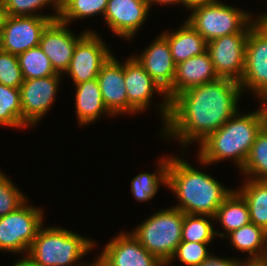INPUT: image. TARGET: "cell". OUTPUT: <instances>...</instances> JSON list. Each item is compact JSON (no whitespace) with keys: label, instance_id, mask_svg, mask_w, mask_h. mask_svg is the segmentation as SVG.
<instances>
[{"label":"cell","instance_id":"cell-15","mask_svg":"<svg viewBox=\"0 0 267 266\" xmlns=\"http://www.w3.org/2000/svg\"><path fill=\"white\" fill-rule=\"evenodd\" d=\"M105 266H165L130 232H120L97 257Z\"/></svg>","mask_w":267,"mask_h":266},{"label":"cell","instance_id":"cell-28","mask_svg":"<svg viewBox=\"0 0 267 266\" xmlns=\"http://www.w3.org/2000/svg\"><path fill=\"white\" fill-rule=\"evenodd\" d=\"M0 125L24 128L22 124V105L19 88L0 83Z\"/></svg>","mask_w":267,"mask_h":266},{"label":"cell","instance_id":"cell-13","mask_svg":"<svg viewBox=\"0 0 267 266\" xmlns=\"http://www.w3.org/2000/svg\"><path fill=\"white\" fill-rule=\"evenodd\" d=\"M61 74L24 80L19 87L22 105V124L36 125L55 101Z\"/></svg>","mask_w":267,"mask_h":266},{"label":"cell","instance_id":"cell-3","mask_svg":"<svg viewBox=\"0 0 267 266\" xmlns=\"http://www.w3.org/2000/svg\"><path fill=\"white\" fill-rule=\"evenodd\" d=\"M265 125L266 116L263 107L242 116L237 112L199 143L200 163L207 166L231 158L241 170L257 134Z\"/></svg>","mask_w":267,"mask_h":266},{"label":"cell","instance_id":"cell-41","mask_svg":"<svg viewBox=\"0 0 267 266\" xmlns=\"http://www.w3.org/2000/svg\"><path fill=\"white\" fill-rule=\"evenodd\" d=\"M260 101H263V109L265 112L266 124H267V94Z\"/></svg>","mask_w":267,"mask_h":266},{"label":"cell","instance_id":"cell-14","mask_svg":"<svg viewBox=\"0 0 267 266\" xmlns=\"http://www.w3.org/2000/svg\"><path fill=\"white\" fill-rule=\"evenodd\" d=\"M66 26L69 25L59 19L52 20L44 29L39 42L40 48L59 74H64L68 69L77 42L88 32L85 30L77 37Z\"/></svg>","mask_w":267,"mask_h":266},{"label":"cell","instance_id":"cell-43","mask_svg":"<svg viewBox=\"0 0 267 266\" xmlns=\"http://www.w3.org/2000/svg\"><path fill=\"white\" fill-rule=\"evenodd\" d=\"M264 257L267 259V245H266V250H265Z\"/></svg>","mask_w":267,"mask_h":266},{"label":"cell","instance_id":"cell-36","mask_svg":"<svg viewBox=\"0 0 267 266\" xmlns=\"http://www.w3.org/2000/svg\"><path fill=\"white\" fill-rule=\"evenodd\" d=\"M238 266H267V259L264 256L250 257L246 261H239Z\"/></svg>","mask_w":267,"mask_h":266},{"label":"cell","instance_id":"cell-40","mask_svg":"<svg viewBox=\"0 0 267 266\" xmlns=\"http://www.w3.org/2000/svg\"><path fill=\"white\" fill-rule=\"evenodd\" d=\"M4 16H5V13H4L3 2H0V30H1Z\"/></svg>","mask_w":267,"mask_h":266},{"label":"cell","instance_id":"cell-26","mask_svg":"<svg viewBox=\"0 0 267 266\" xmlns=\"http://www.w3.org/2000/svg\"><path fill=\"white\" fill-rule=\"evenodd\" d=\"M240 172L248 179L267 181V124L257 134Z\"/></svg>","mask_w":267,"mask_h":266},{"label":"cell","instance_id":"cell-12","mask_svg":"<svg viewBox=\"0 0 267 266\" xmlns=\"http://www.w3.org/2000/svg\"><path fill=\"white\" fill-rule=\"evenodd\" d=\"M247 38L248 33H236L207 42V51L219 78L240 82L244 73Z\"/></svg>","mask_w":267,"mask_h":266},{"label":"cell","instance_id":"cell-11","mask_svg":"<svg viewBox=\"0 0 267 266\" xmlns=\"http://www.w3.org/2000/svg\"><path fill=\"white\" fill-rule=\"evenodd\" d=\"M96 32L88 31L76 44L68 69L74 85L96 79L112 53Z\"/></svg>","mask_w":267,"mask_h":266},{"label":"cell","instance_id":"cell-34","mask_svg":"<svg viewBox=\"0 0 267 266\" xmlns=\"http://www.w3.org/2000/svg\"><path fill=\"white\" fill-rule=\"evenodd\" d=\"M24 81L17 55L0 49V83L19 88Z\"/></svg>","mask_w":267,"mask_h":266},{"label":"cell","instance_id":"cell-18","mask_svg":"<svg viewBox=\"0 0 267 266\" xmlns=\"http://www.w3.org/2000/svg\"><path fill=\"white\" fill-rule=\"evenodd\" d=\"M103 103L113 115L128 113V97L124 83V63L112 54L97 76Z\"/></svg>","mask_w":267,"mask_h":266},{"label":"cell","instance_id":"cell-39","mask_svg":"<svg viewBox=\"0 0 267 266\" xmlns=\"http://www.w3.org/2000/svg\"><path fill=\"white\" fill-rule=\"evenodd\" d=\"M149 4V7L154 3H160V4H180V0H146ZM152 3V4H151Z\"/></svg>","mask_w":267,"mask_h":266},{"label":"cell","instance_id":"cell-35","mask_svg":"<svg viewBox=\"0 0 267 266\" xmlns=\"http://www.w3.org/2000/svg\"><path fill=\"white\" fill-rule=\"evenodd\" d=\"M214 254H209L206 259L202 261L199 266H238L239 261L237 259L230 258H220L213 256Z\"/></svg>","mask_w":267,"mask_h":266},{"label":"cell","instance_id":"cell-33","mask_svg":"<svg viewBox=\"0 0 267 266\" xmlns=\"http://www.w3.org/2000/svg\"><path fill=\"white\" fill-rule=\"evenodd\" d=\"M26 201L25 195L0 171V217L15 211Z\"/></svg>","mask_w":267,"mask_h":266},{"label":"cell","instance_id":"cell-22","mask_svg":"<svg viewBox=\"0 0 267 266\" xmlns=\"http://www.w3.org/2000/svg\"><path fill=\"white\" fill-rule=\"evenodd\" d=\"M214 219L221 223L228 234L251 222L248 205L236 189L225 198Z\"/></svg>","mask_w":267,"mask_h":266},{"label":"cell","instance_id":"cell-7","mask_svg":"<svg viewBox=\"0 0 267 266\" xmlns=\"http://www.w3.org/2000/svg\"><path fill=\"white\" fill-rule=\"evenodd\" d=\"M242 91L251 90L262 99L267 94V13L249 30L245 65L239 82Z\"/></svg>","mask_w":267,"mask_h":266},{"label":"cell","instance_id":"cell-32","mask_svg":"<svg viewBox=\"0 0 267 266\" xmlns=\"http://www.w3.org/2000/svg\"><path fill=\"white\" fill-rule=\"evenodd\" d=\"M210 243L181 241L165 266H168L176 258L185 266H199L210 254L207 249V245Z\"/></svg>","mask_w":267,"mask_h":266},{"label":"cell","instance_id":"cell-2","mask_svg":"<svg viewBox=\"0 0 267 266\" xmlns=\"http://www.w3.org/2000/svg\"><path fill=\"white\" fill-rule=\"evenodd\" d=\"M176 198L174 206L186 214L214 217L225 198L233 191L222 186L218 180L201 172L187 161L171 156L167 185Z\"/></svg>","mask_w":267,"mask_h":266},{"label":"cell","instance_id":"cell-6","mask_svg":"<svg viewBox=\"0 0 267 266\" xmlns=\"http://www.w3.org/2000/svg\"><path fill=\"white\" fill-rule=\"evenodd\" d=\"M184 213L174 207L160 210L141 223L134 231L133 236L166 264L182 241V224Z\"/></svg>","mask_w":267,"mask_h":266},{"label":"cell","instance_id":"cell-29","mask_svg":"<svg viewBox=\"0 0 267 266\" xmlns=\"http://www.w3.org/2000/svg\"><path fill=\"white\" fill-rule=\"evenodd\" d=\"M108 0H60L58 19L69 23L74 19H84L93 15L104 16Z\"/></svg>","mask_w":267,"mask_h":266},{"label":"cell","instance_id":"cell-38","mask_svg":"<svg viewBox=\"0 0 267 266\" xmlns=\"http://www.w3.org/2000/svg\"><path fill=\"white\" fill-rule=\"evenodd\" d=\"M212 0H180L181 5L183 4L188 9L193 8L194 6L201 5L203 3L210 2Z\"/></svg>","mask_w":267,"mask_h":266},{"label":"cell","instance_id":"cell-8","mask_svg":"<svg viewBox=\"0 0 267 266\" xmlns=\"http://www.w3.org/2000/svg\"><path fill=\"white\" fill-rule=\"evenodd\" d=\"M27 201L9 214L0 217V250L24 253L35 239L43 225L41 208L26 204Z\"/></svg>","mask_w":267,"mask_h":266},{"label":"cell","instance_id":"cell-1","mask_svg":"<svg viewBox=\"0 0 267 266\" xmlns=\"http://www.w3.org/2000/svg\"><path fill=\"white\" fill-rule=\"evenodd\" d=\"M243 91L238 81L218 78L176 95L170 101L165 137L178 138L182 146L204 141L238 112Z\"/></svg>","mask_w":267,"mask_h":266},{"label":"cell","instance_id":"cell-5","mask_svg":"<svg viewBox=\"0 0 267 266\" xmlns=\"http://www.w3.org/2000/svg\"><path fill=\"white\" fill-rule=\"evenodd\" d=\"M191 11L186 21L207 42L226 35L249 33L259 20V17L251 19L247 11L243 12L218 0L194 6Z\"/></svg>","mask_w":267,"mask_h":266},{"label":"cell","instance_id":"cell-17","mask_svg":"<svg viewBox=\"0 0 267 266\" xmlns=\"http://www.w3.org/2000/svg\"><path fill=\"white\" fill-rule=\"evenodd\" d=\"M144 70L165 91L169 102L172 100V83L176 64L167 39L161 34L139 56H134Z\"/></svg>","mask_w":267,"mask_h":266},{"label":"cell","instance_id":"cell-25","mask_svg":"<svg viewBox=\"0 0 267 266\" xmlns=\"http://www.w3.org/2000/svg\"><path fill=\"white\" fill-rule=\"evenodd\" d=\"M170 157L161 158L158 170L155 173H140L131 181V191L135 199L148 201L155 197L159 185H167ZM160 183V184H159Z\"/></svg>","mask_w":267,"mask_h":266},{"label":"cell","instance_id":"cell-24","mask_svg":"<svg viewBox=\"0 0 267 266\" xmlns=\"http://www.w3.org/2000/svg\"><path fill=\"white\" fill-rule=\"evenodd\" d=\"M237 191L248 205L251 223L267 232V181L249 179Z\"/></svg>","mask_w":267,"mask_h":266},{"label":"cell","instance_id":"cell-31","mask_svg":"<svg viewBox=\"0 0 267 266\" xmlns=\"http://www.w3.org/2000/svg\"><path fill=\"white\" fill-rule=\"evenodd\" d=\"M4 13L9 16H44L37 10L51 3L55 10V20L60 14V0H2Z\"/></svg>","mask_w":267,"mask_h":266},{"label":"cell","instance_id":"cell-27","mask_svg":"<svg viewBox=\"0 0 267 266\" xmlns=\"http://www.w3.org/2000/svg\"><path fill=\"white\" fill-rule=\"evenodd\" d=\"M17 57L24 80L59 74L54 70L48 56L40 46L28 49Z\"/></svg>","mask_w":267,"mask_h":266},{"label":"cell","instance_id":"cell-9","mask_svg":"<svg viewBox=\"0 0 267 266\" xmlns=\"http://www.w3.org/2000/svg\"><path fill=\"white\" fill-rule=\"evenodd\" d=\"M55 20V15L9 16L5 15L0 30V49L19 55L39 46L42 33Z\"/></svg>","mask_w":267,"mask_h":266},{"label":"cell","instance_id":"cell-30","mask_svg":"<svg viewBox=\"0 0 267 266\" xmlns=\"http://www.w3.org/2000/svg\"><path fill=\"white\" fill-rule=\"evenodd\" d=\"M204 217V218H203ZM206 217V218H205ZM208 219L215 220L208 215H195L184 213L182 224V241L187 242H211L213 241L216 231H214L212 222Z\"/></svg>","mask_w":267,"mask_h":266},{"label":"cell","instance_id":"cell-37","mask_svg":"<svg viewBox=\"0 0 267 266\" xmlns=\"http://www.w3.org/2000/svg\"><path fill=\"white\" fill-rule=\"evenodd\" d=\"M23 258L17 260V262L14 263L13 266H43L41 263L36 262L34 259H32L28 253L25 254ZM26 257V258H25Z\"/></svg>","mask_w":267,"mask_h":266},{"label":"cell","instance_id":"cell-10","mask_svg":"<svg viewBox=\"0 0 267 266\" xmlns=\"http://www.w3.org/2000/svg\"><path fill=\"white\" fill-rule=\"evenodd\" d=\"M124 83L128 97V113H139L149 106L154 92L165 95L160 105V113L164 124L167 122L170 111V102L165 91L144 70L138 60L132 56L124 62Z\"/></svg>","mask_w":267,"mask_h":266},{"label":"cell","instance_id":"cell-4","mask_svg":"<svg viewBox=\"0 0 267 266\" xmlns=\"http://www.w3.org/2000/svg\"><path fill=\"white\" fill-rule=\"evenodd\" d=\"M94 245L96 244L92 240L80 234L61 227L44 228L42 225L28 255L43 266H86L76 263L91 251Z\"/></svg>","mask_w":267,"mask_h":266},{"label":"cell","instance_id":"cell-19","mask_svg":"<svg viewBox=\"0 0 267 266\" xmlns=\"http://www.w3.org/2000/svg\"><path fill=\"white\" fill-rule=\"evenodd\" d=\"M208 51L180 62L176 65L172 83V99L191 87L217 80Z\"/></svg>","mask_w":267,"mask_h":266},{"label":"cell","instance_id":"cell-23","mask_svg":"<svg viewBox=\"0 0 267 266\" xmlns=\"http://www.w3.org/2000/svg\"><path fill=\"white\" fill-rule=\"evenodd\" d=\"M219 237L230 238L231 244L241 252L249 253V257L264 256L267 245V232L256 226L254 223H249L241 228L232 231L229 234L219 233Z\"/></svg>","mask_w":267,"mask_h":266},{"label":"cell","instance_id":"cell-21","mask_svg":"<svg viewBox=\"0 0 267 266\" xmlns=\"http://www.w3.org/2000/svg\"><path fill=\"white\" fill-rule=\"evenodd\" d=\"M75 87L76 114L81 126L94 122L104 113L113 117L103 103L97 78L76 84Z\"/></svg>","mask_w":267,"mask_h":266},{"label":"cell","instance_id":"cell-16","mask_svg":"<svg viewBox=\"0 0 267 266\" xmlns=\"http://www.w3.org/2000/svg\"><path fill=\"white\" fill-rule=\"evenodd\" d=\"M149 10L146 0H108L103 17L113 33L128 40L144 24Z\"/></svg>","mask_w":267,"mask_h":266},{"label":"cell","instance_id":"cell-42","mask_svg":"<svg viewBox=\"0 0 267 266\" xmlns=\"http://www.w3.org/2000/svg\"><path fill=\"white\" fill-rule=\"evenodd\" d=\"M93 266H105L98 258L92 263Z\"/></svg>","mask_w":267,"mask_h":266},{"label":"cell","instance_id":"cell-20","mask_svg":"<svg viewBox=\"0 0 267 266\" xmlns=\"http://www.w3.org/2000/svg\"><path fill=\"white\" fill-rule=\"evenodd\" d=\"M162 35L168 41L176 65L207 51V41L187 21L178 30Z\"/></svg>","mask_w":267,"mask_h":266}]
</instances>
